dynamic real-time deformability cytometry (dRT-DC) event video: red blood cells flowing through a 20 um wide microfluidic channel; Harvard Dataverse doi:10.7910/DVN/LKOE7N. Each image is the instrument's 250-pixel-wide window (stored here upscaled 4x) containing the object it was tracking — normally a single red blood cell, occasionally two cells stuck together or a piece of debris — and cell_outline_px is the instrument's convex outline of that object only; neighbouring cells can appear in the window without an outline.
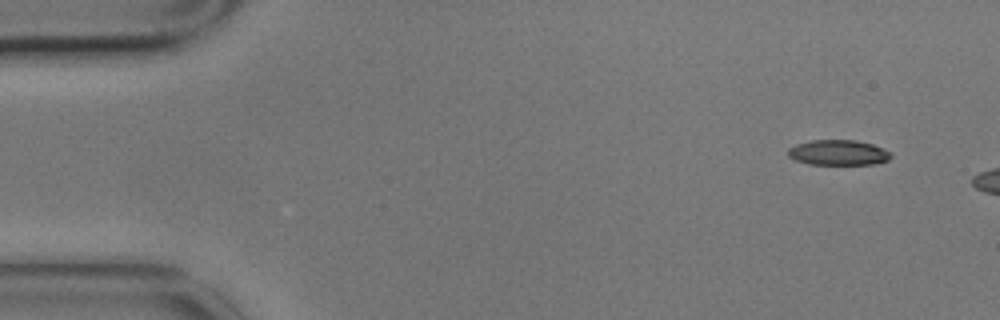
{"species": "common noctule bat (a hibernating species)", "species_latin": "Nyctalus noctula", "temperature_condition": "cold", "stored_images_in_passage": 2, "camera_frame_rate_fps": 3000, "um_per_image_px": 0.085, "animal": {"sex": "male", "body_mass_g": 17.9}, "frame": {"image": 1, "passage_image": 1, "time_ms": 0.0, "image_size_px": [1000, 320], "cell_outline_px": [[892, 156], [888, 160], [872, 164], [808, 164], [796, 160], [788, 156], [788, 148], [796, 144], [812, 140], [856, 140], [872, 144], [892, 152]], "centroid_in_image_um": [71.26, 12.96], "position_along_channel_um": 13.7, "area_um2": 15.14}}